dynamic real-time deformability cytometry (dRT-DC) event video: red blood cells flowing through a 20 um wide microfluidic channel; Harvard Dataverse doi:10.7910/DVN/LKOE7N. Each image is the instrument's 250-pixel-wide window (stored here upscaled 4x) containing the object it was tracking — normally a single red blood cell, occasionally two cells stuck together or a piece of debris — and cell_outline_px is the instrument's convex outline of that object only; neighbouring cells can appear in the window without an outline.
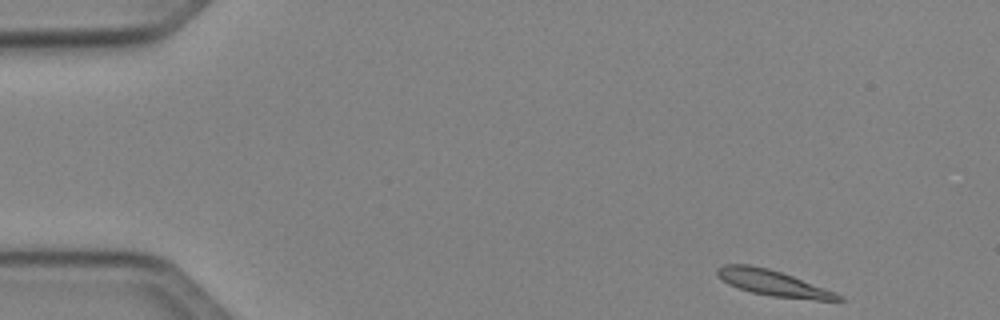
{"species": "Egyptian fruit bat (a non-hibernating species)", "species_latin": "Rousettus aegyptiacus", "temperature_condition": "cold", "stored_images_in_passage": 46, "camera_frame_rate_fps": 3000, "um_per_image_px": 0.085, "animal": {"sex": "female"}, "frame": {"image": 1, "passage_image": 1, "time_ms": 0.0, "image_size_px": [1000, 320], "cell_outline_px": [[844, 300], [816, 300], [772, 296], [752, 292], [728, 284], [716, 272], [716, 268], [724, 264], [748, 264], [768, 268], [792, 276], [836, 292], [844, 296]], "centroid_in_image_um": [65.73, 24.05], "position_along_channel_um": 19.3, "area_um2": 17.92}}
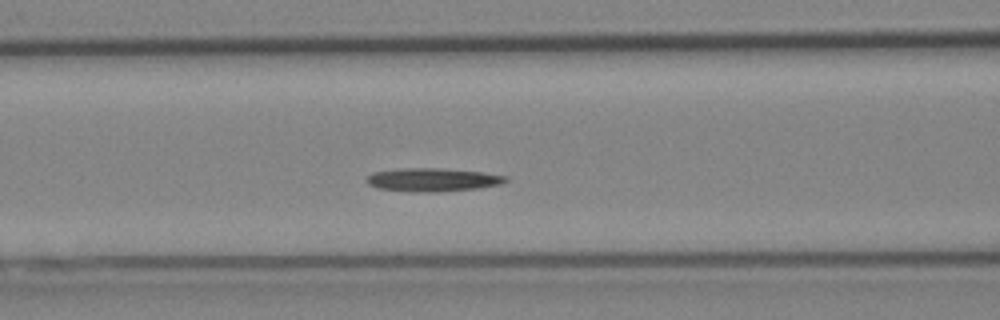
{"frame": {"image": 2, "passage_image": 17, "time_ms": 5.333, "image_size_px": [1000, 320], "cell_outline_px": [[508, 180], [500, 184], [476, 188], [436, 192], [420, 192], [376, 188], [368, 184], [364, 180], [372, 172], [396, 168], [436, 168], [480, 172], [508, 176]], "centroid_in_image_um": [36.71, 15.27], "position_along_channel_um": 129.9, "area_um2": 18.84}}
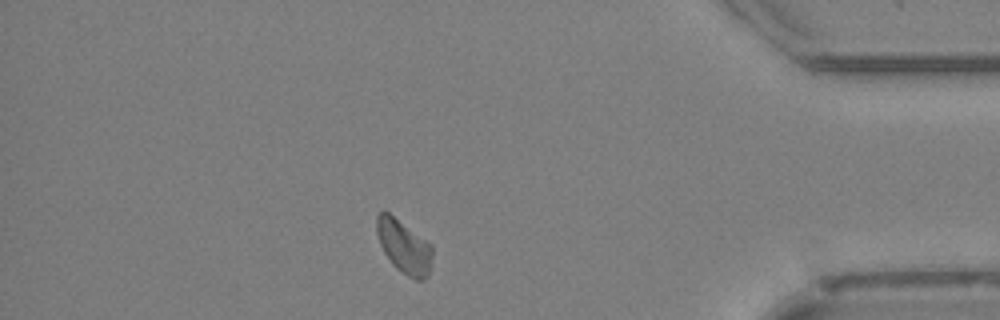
{"frame": {"image": 3, "passage_image": 40, "time_ms": 13.0, "image_size_px": [1000, 320], "cell_outline_px": [[432, 256], [428, 276], [424, 280], [416, 280], [400, 272], [392, 264], [384, 252], [380, 244], [376, 232], [376, 216], [380, 212], [388, 212], [432, 244]], "centroid_in_image_um": [34.34, 20.98], "position_along_channel_um": 400.9, "area_um2": 17.34}}